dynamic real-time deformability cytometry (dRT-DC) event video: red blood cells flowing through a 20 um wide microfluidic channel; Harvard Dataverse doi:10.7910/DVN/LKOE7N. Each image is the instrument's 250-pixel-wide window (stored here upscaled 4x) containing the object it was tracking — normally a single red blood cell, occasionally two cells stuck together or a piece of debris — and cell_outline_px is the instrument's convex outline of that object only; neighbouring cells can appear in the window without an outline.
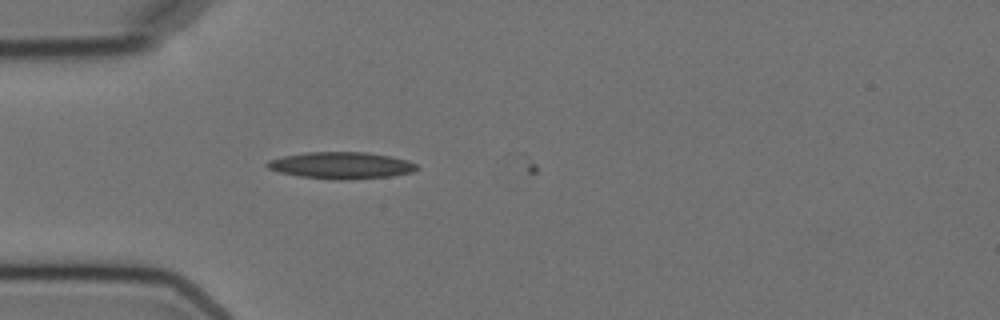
{"species": "Egyptian fruit bat (a non-hibernating species)", "species_latin": "Rousettus aegyptiacus", "temperature_condition": "cold", "stored_images_in_passage": 4, "camera_frame_rate_fps": 3000, "um_per_image_px": 0.085, "animal": {"sex": "female"}, "frame": {"image": 1, "passage_image": 4, "time_ms": 3.667, "image_size_px": [1000, 320], "cell_outline_px": [[416, 168], [412, 172], [392, 176], [352, 180], [332, 180], [300, 176], [280, 172], [268, 168], [264, 164], [268, 160], [284, 156], [308, 152], [364, 152], [392, 156], [408, 160], [416, 164]], "centroid_in_image_um": [29.0, 14.06], "position_along_channel_um": 56.0, "area_um2": 23.41}}